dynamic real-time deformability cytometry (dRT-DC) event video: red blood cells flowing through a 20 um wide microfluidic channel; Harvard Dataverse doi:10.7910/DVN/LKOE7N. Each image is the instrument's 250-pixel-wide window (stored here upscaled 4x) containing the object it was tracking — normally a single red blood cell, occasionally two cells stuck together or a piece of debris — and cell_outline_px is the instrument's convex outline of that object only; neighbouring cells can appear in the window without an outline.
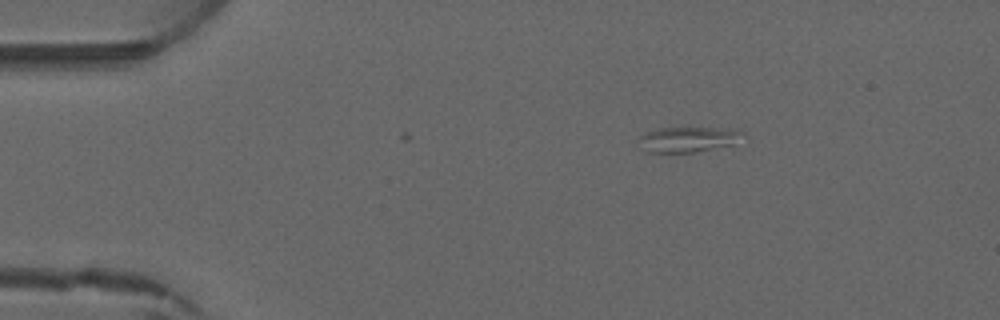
{"species": "common noctule bat (a hibernating species)", "species_latin": "Nyctalus noctula", "temperature_condition": "warm", "stored_images_in_passage": 2, "camera_frame_rate_fps": 3000, "um_per_image_px": 0.085, "animal": {"sex": "male", "forearm_length_mm": 52.5}, "frame": {"image": 1, "passage_image": 1, "time_ms": 0.0, "image_size_px": [1000, 320], "cell_outline_px": [[748, 136], [732, 144], [692, 152], [644, 152], [640, 136], [644, 132], [660, 128], [716, 128], [744, 132]], "centroid_in_image_um": [58.49, 11.84], "position_along_channel_um": 26.5, "area_um2": 14.97}}